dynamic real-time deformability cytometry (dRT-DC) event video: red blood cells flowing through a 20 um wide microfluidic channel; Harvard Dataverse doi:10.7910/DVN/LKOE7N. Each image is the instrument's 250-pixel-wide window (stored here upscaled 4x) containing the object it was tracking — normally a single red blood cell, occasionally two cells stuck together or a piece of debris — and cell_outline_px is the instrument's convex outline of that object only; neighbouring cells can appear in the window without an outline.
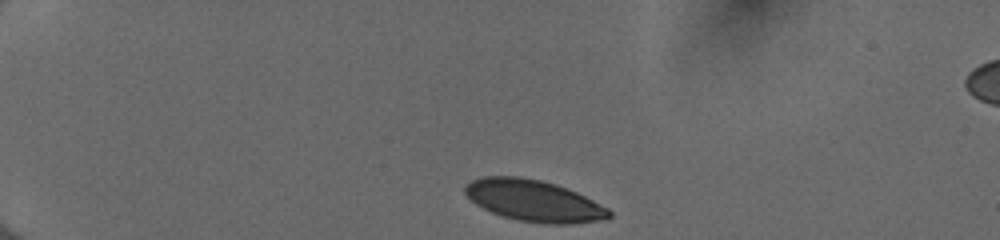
{"species": "human", "species_latin": "Homo sapiens", "temperature_condition": "cold", "stored_images_in_passage": 39, "camera_frame_rate_fps": 3000, "um_per_image_px": 0.085, "donor": {"sex": "female"}, "frame": {"image": 1, "passage_image": 1, "time_ms": 0.0, "image_size_px": [1000, 240], "cell_outline_px": [[612, 216], [608, 220], [572, 224], [544, 224], [516, 220], [492, 212], [476, 204], [464, 192], [464, 188], [472, 180], [484, 176], [520, 176], [540, 180], [556, 184], [576, 192], [608, 208], [612, 212]], "centroid_in_image_um": [45.42, 17.07], "position_along_channel_um": 39.6, "area_um2": 34.85}}
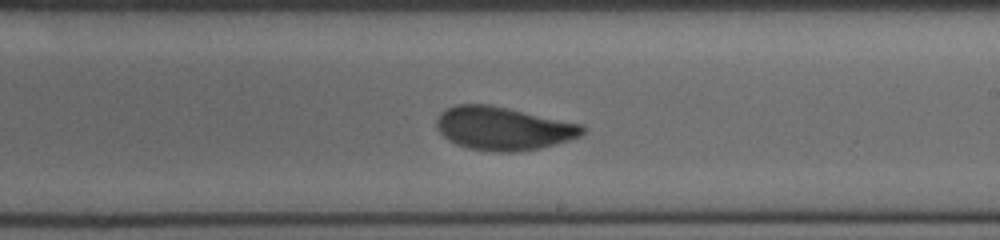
{"frame": {"image": 2, "passage_image": 22, "time_ms": 7.0, "image_size_px": [1000, 240], "cell_outline_px": [[584, 132], [580, 136], [556, 144], [540, 148], [516, 152], [492, 152], [468, 148], [456, 144], [448, 140], [436, 128], [436, 120], [440, 112], [456, 104], [488, 104], [580, 124], [584, 128]], "centroid_in_image_um": [42.72, 10.93], "position_along_channel_um": 246.3, "area_um2": 36.59}}
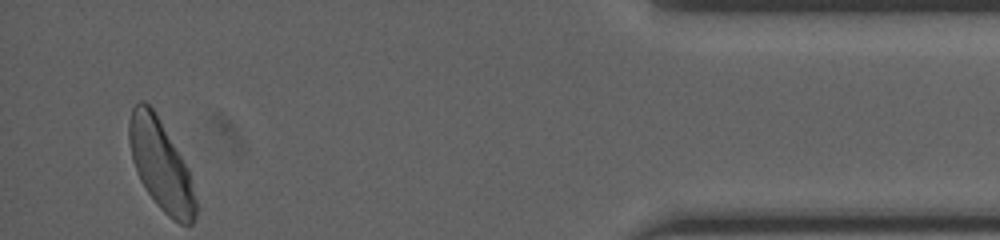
{"frame": {"image": 3, "passage_image": 39, "time_ms": 12.667, "image_size_px": [1000, 240], "cell_outline_px": [[196, 216], [192, 224], [180, 224], [172, 220], [156, 204], [140, 180], [136, 172], [132, 160], [128, 140], [128, 120], [132, 108], [140, 100], [144, 100], [156, 112], [188, 168], [196, 200]], "centroid_in_image_um": [13.65, 14.01], "position_along_channel_um": 421.6, "area_um2": 35.14}, "authors_computed_cell_mechanics": {"area_um2": 36.125, "velocity_mm_per_s": 3.9962, "shape_relaxation_time_tau1_ms": 3.3671, "shape_relaxation_time_tau2_ms": null, "deformation_change_tau1": 0.1335, "deformation_change_tau2": null}}